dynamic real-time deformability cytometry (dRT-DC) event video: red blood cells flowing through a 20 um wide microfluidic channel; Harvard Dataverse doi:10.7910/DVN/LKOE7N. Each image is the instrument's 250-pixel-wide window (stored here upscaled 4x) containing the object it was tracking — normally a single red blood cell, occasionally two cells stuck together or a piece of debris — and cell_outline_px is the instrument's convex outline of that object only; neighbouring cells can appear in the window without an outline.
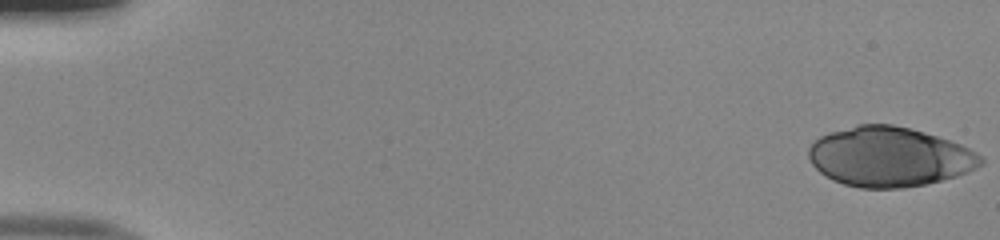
{"species": "human", "species_latin": "Homo sapiens", "temperature_condition": "room temperature", "stored_images_in_passage": 51, "camera_frame_rate_fps": 3000, "um_per_image_px": 0.085, "donor": {"sex": "male"}, "frame": {"image": 1, "passage_image": 1, "time_ms": 0.0, "image_size_px": [1000, 240], "cell_outline_px": [[984, 164], [976, 168], [956, 176], [924, 184], [904, 188], [860, 188], [844, 184], [832, 180], [820, 172], [812, 164], [808, 156], [808, 148], [820, 136], [856, 124], [892, 124], [924, 132], [960, 144], [976, 152], [984, 160]], "centroid_in_image_um": [75.58, 13.33], "position_along_channel_um": 9.4, "area_um2": 59.59}}